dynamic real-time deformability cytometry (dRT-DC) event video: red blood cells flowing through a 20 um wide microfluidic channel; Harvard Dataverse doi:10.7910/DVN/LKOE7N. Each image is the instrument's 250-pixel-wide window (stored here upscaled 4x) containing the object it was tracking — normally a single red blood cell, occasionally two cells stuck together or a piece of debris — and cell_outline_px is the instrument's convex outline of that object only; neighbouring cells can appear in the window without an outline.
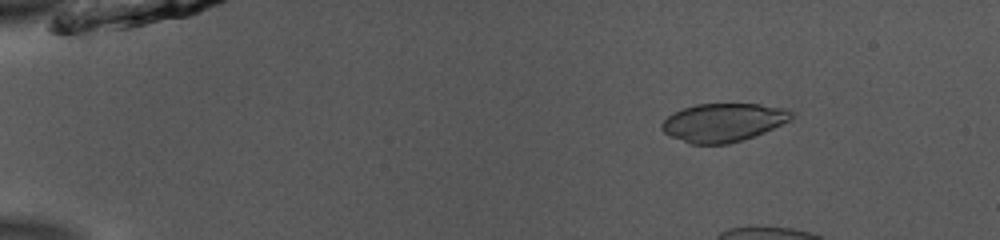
{"species": "common noctule bat (a hibernating species)", "species_latin": "Nyctalus noctula", "temperature_condition": "room temperature", "stored_images_in_passage": 17, "camera_frame_rate_fps": 3000, "um_per_image_px": 0.085, "animal": {"sex": "male", "body_mass_g": 13.0, "forearm_length_mm": 53.1}, "frame": {"image": 1, "passage_image": 8, "time_ms": 2.333, "image_size_px": [1000, 240], "cell_outline_px": [[792, 120], [764, 132], [728, 144], [692, 144], [672, 136], [664, 132], [660, 128], [660, 124], [672, 112], [696, 104], [760, 104], [788, 108], [792, 112]], "centroid_in_image_um": [61.49, 10.39], "position_along_channel_um": 23.5, "area_um2": 28.9}}